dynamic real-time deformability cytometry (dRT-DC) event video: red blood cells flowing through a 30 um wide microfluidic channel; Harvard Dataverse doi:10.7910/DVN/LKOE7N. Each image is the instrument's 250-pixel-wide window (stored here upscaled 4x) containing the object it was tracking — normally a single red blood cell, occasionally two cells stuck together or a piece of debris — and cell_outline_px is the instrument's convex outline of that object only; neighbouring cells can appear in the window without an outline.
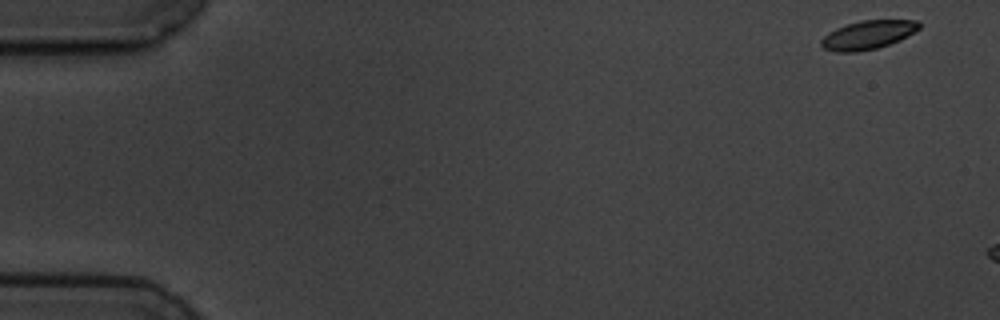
{"species": "common noctule bat (a hibernating species)", "species_latin": "Nyctalus noctula", "temperature_condition": "cold", "stored_images_in_passage": 4, "camera_frame_rate_fps": 3000, "um_per_image_px": 0.085, "animal": {"sex": "male", "body_mass_g": 19.5, "forearm_length_mm": 54.6}, "frame": {"image": 1, "passage_image": 1, "time_ms": 0.0, "image_size_px": [1000, 320], "cell_outline_px": [[920, 28], [908, 36], [900, 40], [876, 48], [856, 52], [836, 52], [824, 48], [820, 44], [820, 40], [828, 32], [836, 28], [860, 20], [916, 20], [920, 24]], "centroid_in_image_um": [73.76, 2.96], "position_along_channel_um": 11.2, "area_um2": 16.3}}